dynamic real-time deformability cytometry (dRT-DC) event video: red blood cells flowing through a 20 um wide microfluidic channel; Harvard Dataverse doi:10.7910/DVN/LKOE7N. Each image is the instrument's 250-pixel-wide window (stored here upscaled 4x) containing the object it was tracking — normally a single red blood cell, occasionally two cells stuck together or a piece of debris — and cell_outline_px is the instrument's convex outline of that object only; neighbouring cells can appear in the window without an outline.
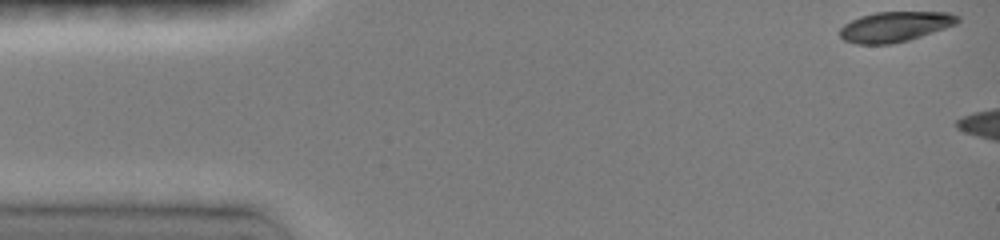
{"species": "common noctule bat (a hibernating species)", "species_latin": "Nyctalus noctula", "temperature_condition": "room temperature", "stored_images_in_passage": 5, "camera_frame_rate_fps": 3000, "um_per_image_px": 0.085, "animal": {"sex": "female", "body_mass_g": 19.0, "forearm_length_mm": 51.5}, "frame": {"image": 1, "passage_image": 1, "time_ms": 0.0, "image_size_px": [1000, 240], "cell_outline_px": [[960, 20], [956, 24], [908, 40], [892, 44], [856, 44], [844, 40], [840, 36], [840, 28], [844, 24], [860, 16], [876, 12], [948, 12], [960, 16]], "centroid_in_image_um": [76.06, 2.26], "position_along_channel_um": 8.9, "area_um2": 20.63}}